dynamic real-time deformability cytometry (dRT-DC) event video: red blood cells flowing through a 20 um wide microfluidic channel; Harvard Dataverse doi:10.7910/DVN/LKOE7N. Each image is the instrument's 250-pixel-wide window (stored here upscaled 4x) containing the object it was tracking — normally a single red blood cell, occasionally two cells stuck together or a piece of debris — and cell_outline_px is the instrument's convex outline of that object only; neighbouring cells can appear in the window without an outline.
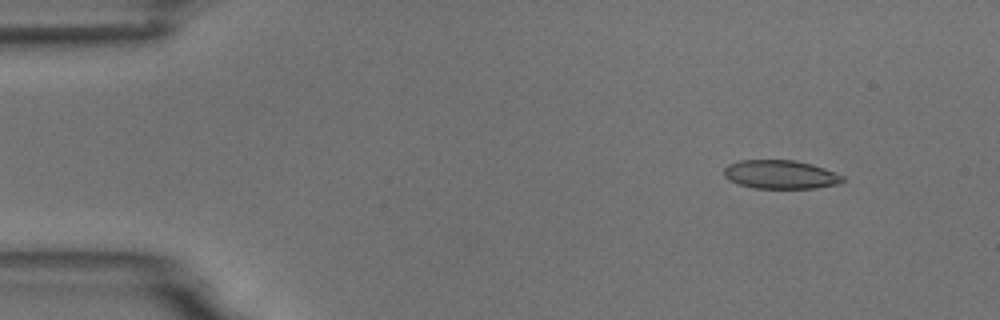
{"species": "common noctule bat (a hibernating species)", "species_latin": "Nyctalus noctula", "temperature_condition": "room temperature", "stored_images_in_passage": 5, "camera_frame_rate_fps": 3000, "um_per_image_px": 0.085, "animal": {"sex": "male", "body_mass_g": 18.8}, "frame": {"image": 1, "passage_image": 2, "time_ms": 1.0, "image_size_px": [1000, 320], "cell_outline_px": [[844, 180], [840, 184], [816, 188], [756, 188], [740, 184], [728, 180], [724, 176], [724, 168], [728, 164], [740, 160], [796, 160], [812, 164], [824, 168], [844, 176]], "centroid_in_image_um": [66.35, 14.83], "position_along_channel_um": 18.6, "area_um2": 19.88}}
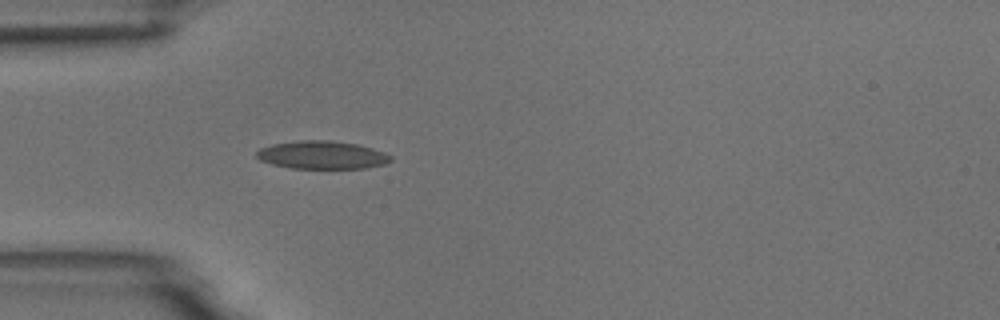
{"frame": {"image": 2, "passage_image": 5, "time_ms": 4.333, "image_size_px": [1000, 320], "cell_outline_px": [[392, 160], [384, 164], [364, 168], [288, 168], [272, 164], [260, 160], [256, 156], [256, 152], [260, 148], [272, 144], [300, 140], [332, 140], [356, 144], [372, 148], [384, 152], [392, 156]], "centroid_in_image_um": [27.36, 13.17], "position_along_channel_um": 57.6, "area_um2": 21.91}}